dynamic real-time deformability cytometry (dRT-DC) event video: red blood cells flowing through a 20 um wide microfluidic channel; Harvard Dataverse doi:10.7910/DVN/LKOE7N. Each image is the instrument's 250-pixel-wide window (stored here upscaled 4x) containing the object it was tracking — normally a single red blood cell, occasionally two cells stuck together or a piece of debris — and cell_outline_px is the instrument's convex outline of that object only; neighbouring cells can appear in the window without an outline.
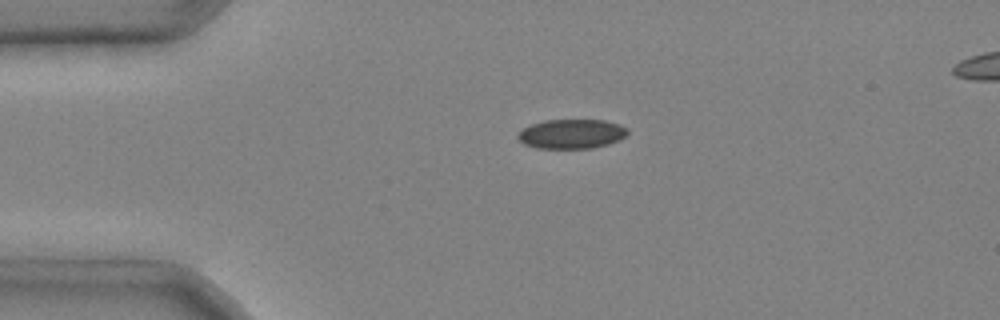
{"species": "common noctule bat (a hibernating species)", "species_latin": "Nyctalus noctula", "temperature_condition": "cold", "stored_images_in_passage": 3, "segment_of_instrument_passage": [1, 2], "camera_frame_rate_fps": 3000, "um_per_image_px": 0.085, "animal": {"sex": "male", "body_mass_g": 20.4}, "frame": {"image": 1, "passage_image": 1, "time_ms": 0.0, "image_size_px": [1000, 320], "cell_outline_px": [[628, 132], [620, 140], [608, 144], [592, 148], [536, 148], [524, 144], [516, 136], [524, 128], [532, 124], [544, 120], [604, 120], [620, 124], [628, 128]], "centroid_in_image_um": [48.6, 11.38], "position_along_channel_um": 36.4, "area_um2": 18.79}}